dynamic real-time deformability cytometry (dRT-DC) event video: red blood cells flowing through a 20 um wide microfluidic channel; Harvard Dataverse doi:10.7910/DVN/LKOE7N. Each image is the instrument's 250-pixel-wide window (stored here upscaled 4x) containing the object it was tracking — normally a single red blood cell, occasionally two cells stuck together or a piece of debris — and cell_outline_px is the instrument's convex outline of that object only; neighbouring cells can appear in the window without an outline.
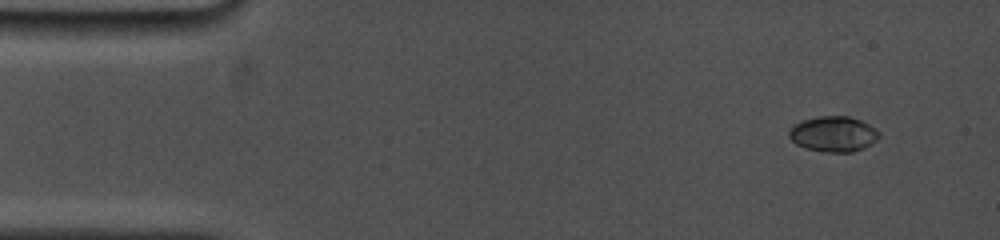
{"species": "common noctule bat (a hibernating species)", "species_latin": "Nyctalus noctula", "temperature_condition": "cold", "stored_images_in_passage": 9, "camera_frame_rate_fps": 5000, "um_per_image_px": 0.085, "animal": {"sex": "female", "body_mass_g": 19.0, "forearm_length_mm": 53.3}, "frame": {"image": 1, "passage_image": 2, "time_ms": 1.2, "image_size_px": [1000, 240], "cell_outline_px": [[880, 136], [872, 144], [864, 148], [852, 152], [824, 152], [804, 148], [796, 144], [788, 136], [788, 128], [804, 120], [820, 116], [848, 116], [860, 120], [876, 128], [880, 132]], "centroid_in_image_um": [70.84, 11.4], "position_along_channel_um": 14.2, "area_um2": 18.73}}
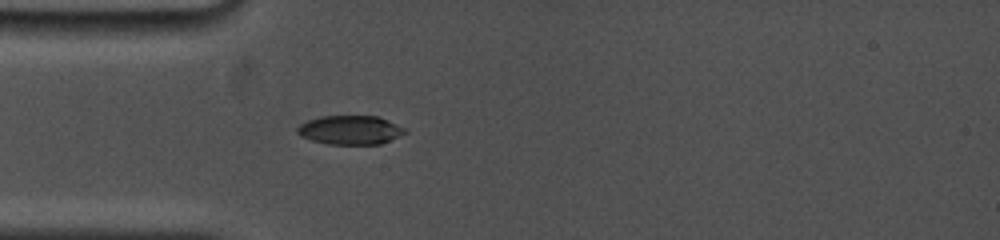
{"frame": {"image": 2, "passage_image": 7, "time_ms": 4.8, "image_size_px": [1000, 240], "cell_outline_px": [[408, 132], [380, 144], [328, 144], [312, 140], [300, 136], [296, 132], [296, 128], [300, 124], [308, 120], [320, 116], [376, 116], [408, 128]], "centroid_in_image_um": [29.77, 11.05], "position_along_channel_um": 55.2, "area_um2": 18.21}}
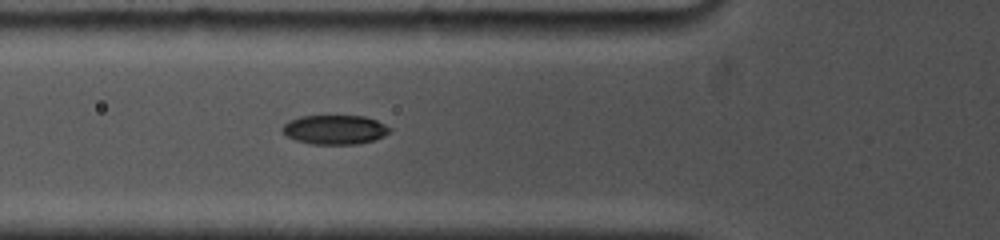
{"frame": {"image": 3, "passage_image": 9, "time_ms": 6.0, "image_size_px": [1000, 240], "cell_outline_px": [[392, 132], [376, 140], [356, 144], [308, 144], [284, 136], [280, 128], [288, 120], [300, 116], [364, 116], [376, 120], [392, 128]], "centroid_in_image_um": [28.44, 11.03], "position_along_channel_um": 97.4, "area_um2": 18.67}}